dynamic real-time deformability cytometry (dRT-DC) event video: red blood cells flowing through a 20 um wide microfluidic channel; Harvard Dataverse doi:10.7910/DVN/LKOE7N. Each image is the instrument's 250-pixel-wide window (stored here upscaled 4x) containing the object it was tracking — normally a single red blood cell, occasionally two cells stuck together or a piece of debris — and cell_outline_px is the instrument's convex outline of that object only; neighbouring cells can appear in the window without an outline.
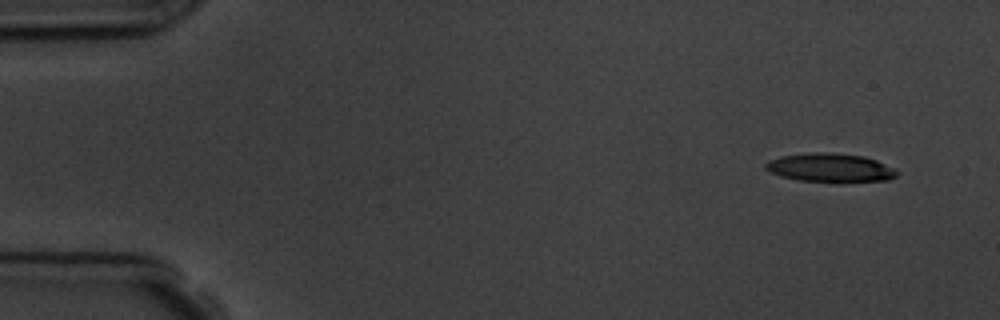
{"species": "common noctule bat (a hibernating species)", "species_latin": "Nyctalus noctula", "temperature_condition": "room temperature", "stored_images_in_passage": 8, "camera_frame_rate_fps": 3000, "um_per_image_px": 0.085, "animal": {"sex": "male", "body_mass_g": 19.5, "forearm_length_mm": 54.6}, "frame": {"image": 1, "passage_image": 1, "time_ms": 0.0, "image_size_px": [1000, 320], "cell_outline_px": [[900, 172], [896, 176], [888, 180], [836, 184], [796, 180], [780, 176], [764, 168], [764, 164], [768, 160], [780, 156], [816, 152], [864, 156], [876, 160], [896, 168]], "centroid_in_image_um": [70.6, 14.3], "position_along_channel_um": 14.4, "area_um2": 22.6}}
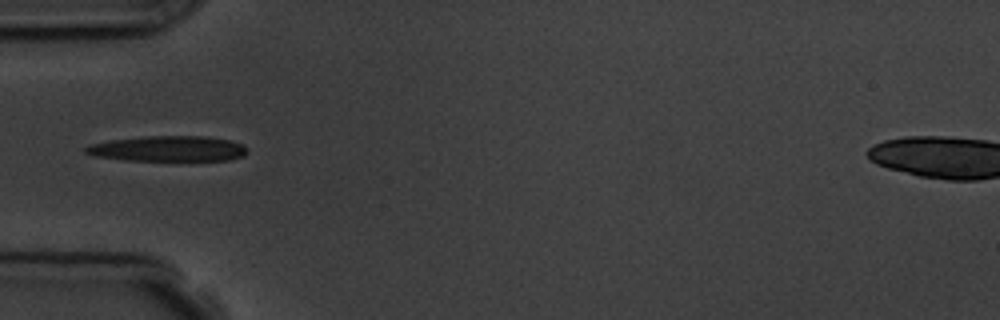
{"frame": {"image": 2, "passage_image": 5, "time_ms": 4.667, "image_size_px": [1000, 320], "cell_outline_px": [[248, 152], [244, 156], [228, 160], [124, 160], [92, 156], [84, 152], [84, 148], [88, 144], [112, 140], [148, 136], [204, 136], [228, 140], [244, 144], [248, 148]], "centroid_in_image_um": [14.29, 12.64], "position_along_channel_um": 70.7, "area_um2": 24.04}}